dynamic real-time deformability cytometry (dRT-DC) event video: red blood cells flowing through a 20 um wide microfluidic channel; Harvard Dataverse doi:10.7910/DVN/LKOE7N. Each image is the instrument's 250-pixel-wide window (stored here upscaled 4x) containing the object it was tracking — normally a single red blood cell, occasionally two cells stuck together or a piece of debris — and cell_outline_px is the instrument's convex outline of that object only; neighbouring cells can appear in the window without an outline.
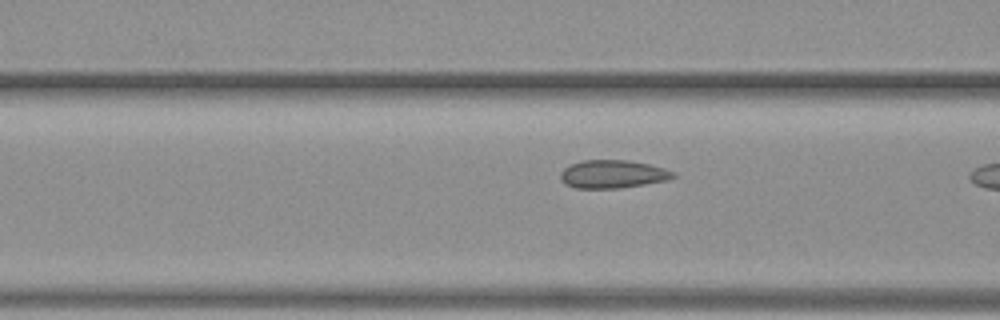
{"species": "common noctule bat (a hibernating species)", "species_latin": "Nyctalus noctula", "temperature_condition": "warm", "stored_images_in_passage": 11, "camera_frame_rate_fps": 3000, "um_per_image_px": 0.085, "animal": {"sex": "female", "body_mass_g": 19.3, "forearm_length_mm": 54.1}, "frame": {"image": 1, "passage_image": 10, "time_ms": 3.0, "image_size_px": [1000, 320], "cell_outline_px": [[676, 176], [668, 180], [620, 188], [576, 188], [564, 184], [560, 180], [560, 172], [564, 168], [580, 160], [628, 160], [648, 164], [664, 168], [676, 172]], "centroid_in_image_um": [52.07, 14.8], "position_along_channel_um": 114.5, "area_um2": 18.55}}